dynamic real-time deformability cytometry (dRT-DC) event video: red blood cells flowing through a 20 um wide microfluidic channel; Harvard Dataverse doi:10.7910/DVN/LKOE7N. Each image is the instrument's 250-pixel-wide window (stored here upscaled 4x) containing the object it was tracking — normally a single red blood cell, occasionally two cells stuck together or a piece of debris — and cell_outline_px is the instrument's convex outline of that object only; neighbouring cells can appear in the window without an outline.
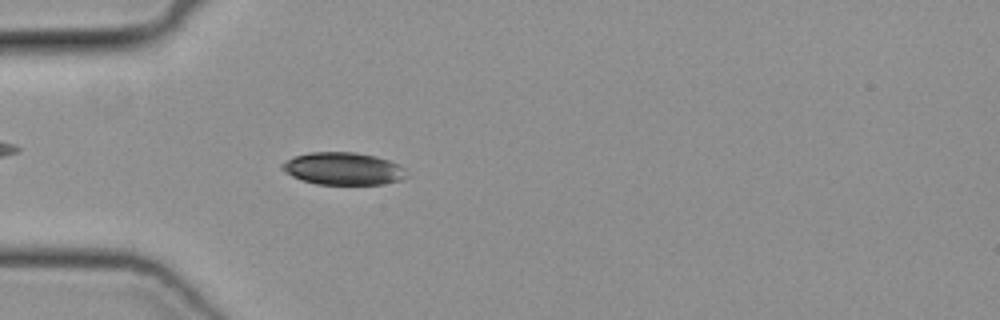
{"species": "common noctule bat (a hibernating species)", "species_latin": "Nyctalus noctula", "temperature_condition": "cold", "stored_images_in_passage": 50, "camera_frame_rate_fps": 3000, "um_per_image_px": 0.085, "animal": {"sex": "female", "body_mass_g": 19.3, "forearm_length_mm": 54.1}, "frame": {"image": 1, "passage_image": 15, "time_ms": 4.667, "image_size_px": [1000, 320], "cell_outline_px": [[408, 176], [400, 180], [384, 184], [316, 184], [292, 176], [284, 172], [280, 168], [280, 164], [296, 156], [312, 152], [356, 152], [376, 156], [400, 164], [404, 168]], "centroid_in_image_um": [29.2, 14.33], "position_along_channel_um": 55.8, "area_um2": 23.52}}
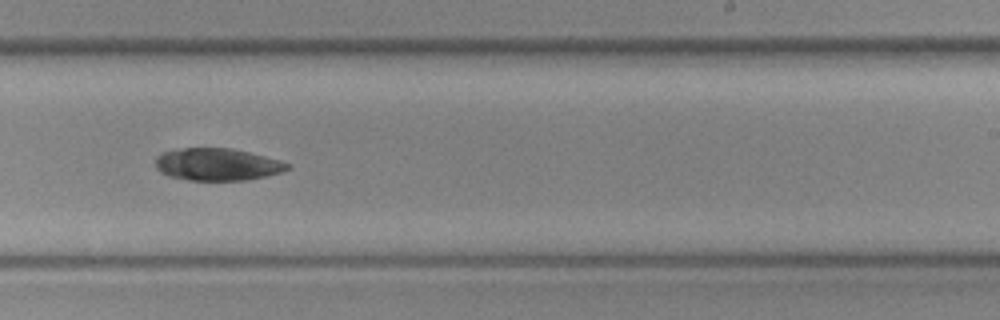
{"frame": {"image": 2, "passage_image": 31, "time_ms": 10.0, "image_size_px": [1000, 320], "cell_outline_px": [[292, 168], [280, 172], [248, 180], [188, 180], [168, 176], [160, 172], [156, 168], [156, 156], [160, 152], [184, 148], [232, 148], [280, 160], [288, 164]], "centroid_in_image_um": [18.43, 13.97], "position_along_channel_um": 270.6, "area_um2": 24.8}}
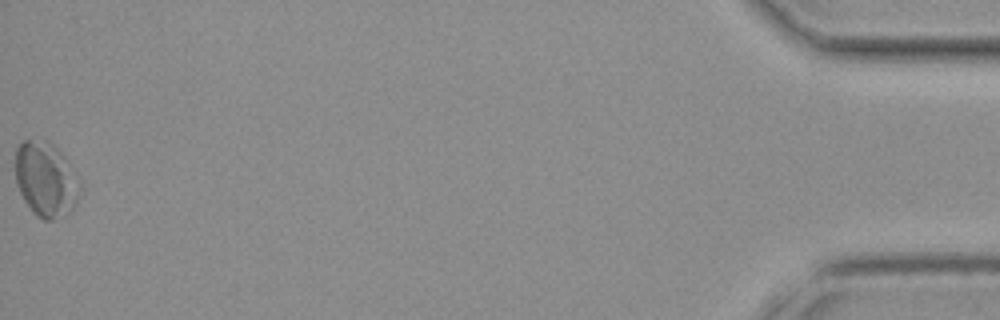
{"frame": {"image": 3, "passage_image": 50, "time_ms": 16.333, "image_size_px": [1000, 320], "cell_outline_px": [[80, 184], [76, 204], [68, 212], [52, 220], [44, 220], [36, 216], [32, 212], [24, 200], [16, 184], [16, 148], [24, 140], [44, 140], [52, 144], [64, 156]], "centroid_in_image_um": [3.86, 15.26], "position_along_channel_um": 431.3, "area_um2": 27.69}}